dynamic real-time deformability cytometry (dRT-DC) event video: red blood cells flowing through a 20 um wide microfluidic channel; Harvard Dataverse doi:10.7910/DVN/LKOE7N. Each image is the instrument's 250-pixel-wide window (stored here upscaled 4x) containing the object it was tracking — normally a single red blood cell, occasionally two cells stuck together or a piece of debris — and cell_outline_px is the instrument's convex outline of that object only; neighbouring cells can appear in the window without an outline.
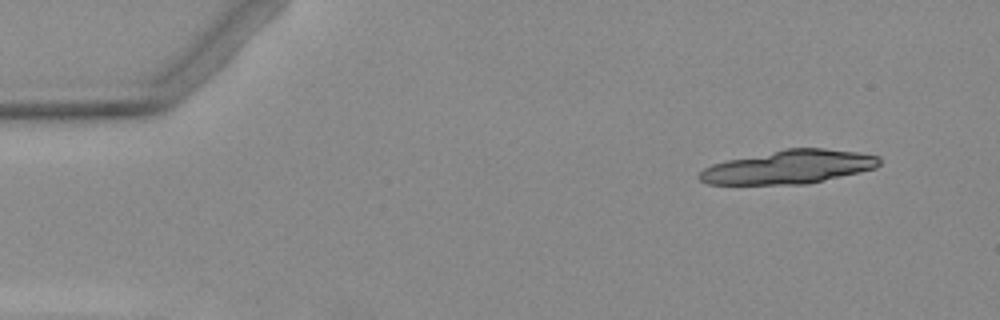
{"species": "Egyptian fruit bat (a non-hibernating species)", "species_latin": "Rousettus aegyptiacus", "temperature_condition": "warm", "stored_images_in_passage": 5, "camera_frame_rate_fps": 3000, "um_per_image_px": 0.085, "animal": {"sex": "female"}, "frame": {"image": 1, "passage_image": 1, "time_ms": 0.0, "image_size_px": [1000, 320], "cell_outline_px": [[880, 164], [876, 168], [808, 184], [708, 184], [700, 180], [696, 176], [704, 168], [712, 164], [728, 160], [784, 148], [824, 148], [860, 152], [880, 156]], "centroid_in_image_um": [67.07, 14.19], "position_along_channel_um": 17.9, "area_um2": 35.26}}
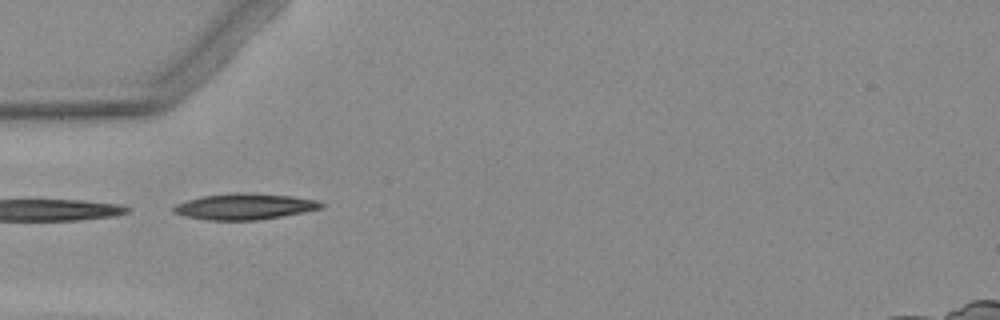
{"frame": {"image": 2, "passage_image": 4, "time_ms": 4.0, "image_size_px": [1000, 320], "cell_outline_px": [[324, 208], [304, 212], [260, 220], [208, 220], [184, 216], [172, 212], [172, 208], [176, 204], [188, 200], [204, 196], [236, 192], [252, 192], [292, 196], [320, 200], [324, 204]], "centroid_in_image_um": [20.84, 17.55], "position_along_channel_um": 64.2, "area_um2": 22.66}}
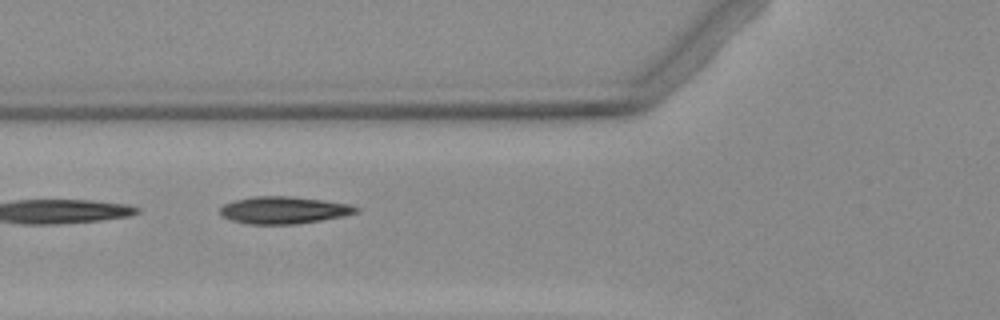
{"frame": {"image": 3, "passage_image": 5, "time_ms": 5.0, "image_size_px": [1000, 320], "cell_outline_px": [[360, 212], [344, 216], [296, 224], [248, 224], [232, 220], [220, 216], [220, 208], [224, 204], [236, 200], [252, 196], [292, 196], [352, 204], [360, 208]], "centroid_in_image_um": [24.15, 17.86], "position_along_channel_um": 101.7, "area_um2": 21.68}}